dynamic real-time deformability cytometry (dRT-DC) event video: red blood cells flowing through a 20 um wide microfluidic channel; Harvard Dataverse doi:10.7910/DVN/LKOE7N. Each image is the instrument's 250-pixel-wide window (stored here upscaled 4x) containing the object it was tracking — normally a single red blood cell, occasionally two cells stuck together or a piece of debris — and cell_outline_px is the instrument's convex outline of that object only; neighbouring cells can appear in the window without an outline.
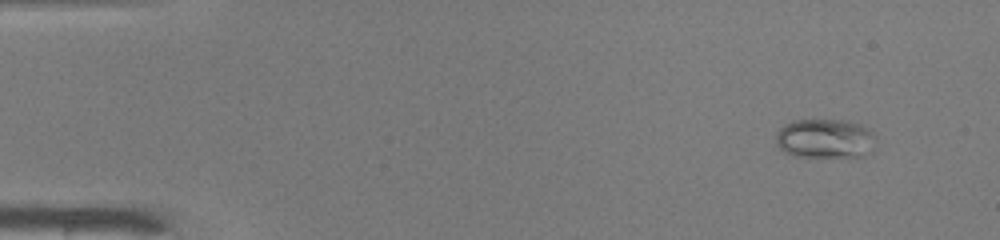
{"species": "common noctule bat (a hibernating species)", "species_latin": "Nyctalus noctula", "temperature_condition": "warm", "stored_images_in_passage": 49, "camera_frame_rate_fps": 3000, "um_per_image_px": 0.085, "animal": {"sex": "male", "body_mass_g": 19.0, "forearm_length_mm": 50.8}, "frame": {"image": 1, "passage_image": 4, "time_ms": 1.0, "image_size_px": [1000, 240], "cell_outline_px": [[872, 136], [864, 156], [792, 156], [784, 152], [776, 144], [776, 132], [780, 128], [792, 120], [844, 120], [860, 124], [868, 128], [872, 132]], "centroid_in_image_um": [70.01, 11.76], "position_along_channel_um": 15.0, "area_um2": 22.31}}
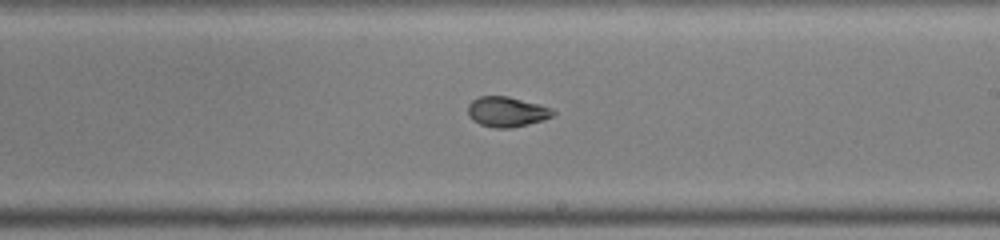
{"frame": {"image": 2, "passage_image": 29, "time_ms": 9.333, "image_size_px": [1000, 240], "cell_outline_px": [[556, 112], [552, 116], [544, 120], [528, 124], [508, 128], [496, 128], [480, 124], [472, 120], [468, 116], [468, 104], [472, 100], [480, 96], [508, 96], [540, 104], [552, 108]], "centroid_in_image_um": [43.08, 9.49], "position_along_channel_um": 245.9, "area_um2": 15.03}}
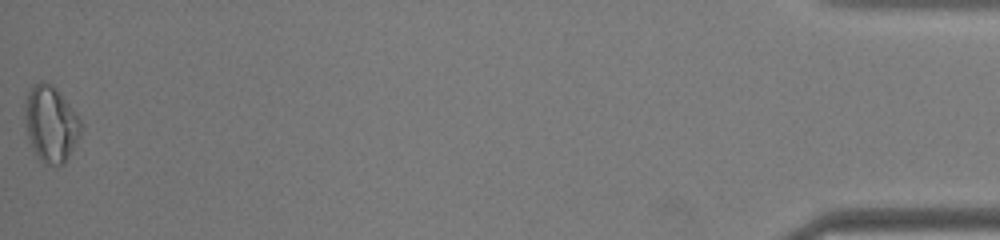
{"frame": {"image": 3, "passage_image": 49, "time_ms": 16.0, "image_size_px": [1000, 240], "cell_outline_px": [[80, 132], [64, 164], [44, 164], [40, 160], [28, 136], [24, 116], [24, 108], [28, 92], [32, 84], [40, 80], [52, 84], [56, 88], [80, 120]], "centroid_in_image_um": [4.28, 10.48], "position_along_channel_um": 430.9, "area_um2": 24.16}, "authors_computed_cell_mechanics": {"area_um2": 16.8198, "velocity_mm_per_s": 4.163, "shape_relaxation_time_tau1_ms": null, "shape_relaxation_time_tau2_ms": 1.205, "deformation_change_tau1": null, "deformation_change_tau2": 0.0566}}